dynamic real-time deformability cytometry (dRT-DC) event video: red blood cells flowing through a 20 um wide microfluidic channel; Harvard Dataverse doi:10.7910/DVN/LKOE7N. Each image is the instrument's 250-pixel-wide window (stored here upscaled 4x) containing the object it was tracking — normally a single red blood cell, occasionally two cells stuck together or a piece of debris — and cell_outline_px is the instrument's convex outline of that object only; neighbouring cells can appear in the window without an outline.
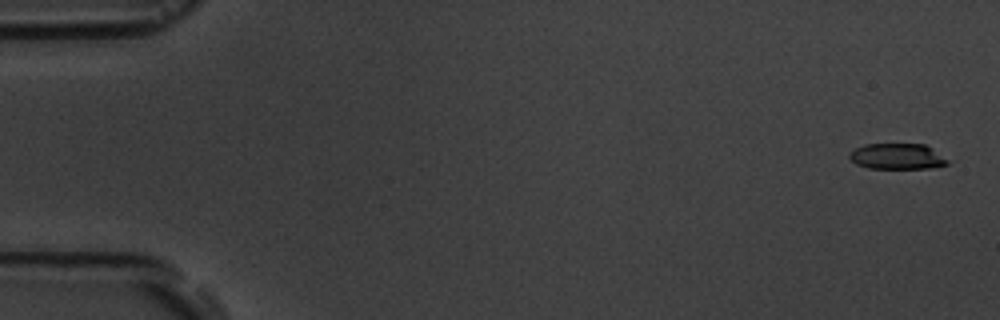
{"species": "common noctule bat (a hibernating species)", "species_latin": "Nyctalus noctula", "temperature_condition": "room temperature", "stored_images_in_passage": 5, "camera_frame_rate_fps": 3000, "um_per_image_px": 0.085, "animal": {"sex": "male", "body_mass_g": 19.5, "forearm_length_mm": 54.6}, "frame": {"image": 1, "passage_image": 1, "time_ms": 0.0, "image_size_px": [1000, 320], "cell_outline_px": [[948, 164], [928, 168], [868, 168], [856, 164], [848, 156], [856, 148], [864, 144], [924, 144], [932, 148], [948, 160]], "centroid_in_image_um": [76.26, 13.29], "position_along_channel_um": 8.7, "area_um2": 14.57}}
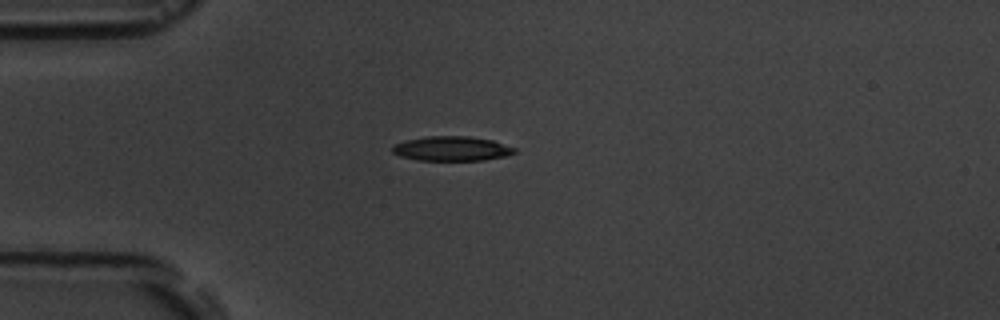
{"frame": {"image": 2, "passage_image": 5, "time_ms": 4.333, "image_size_px": [1000, 320], "cell_outline_px": [[516, 152], [508, 156], [484, 160], [420, 160], [400, 156], [392, 152], [392, 148], [396, 144], [404, 140], [424, 136], [468, 136], [492, 140], [516, 148]], "centroid_in_image_um": [38.42, 12.63], "position_along_channel_um": 46.6, "area_um2": 17.51}}